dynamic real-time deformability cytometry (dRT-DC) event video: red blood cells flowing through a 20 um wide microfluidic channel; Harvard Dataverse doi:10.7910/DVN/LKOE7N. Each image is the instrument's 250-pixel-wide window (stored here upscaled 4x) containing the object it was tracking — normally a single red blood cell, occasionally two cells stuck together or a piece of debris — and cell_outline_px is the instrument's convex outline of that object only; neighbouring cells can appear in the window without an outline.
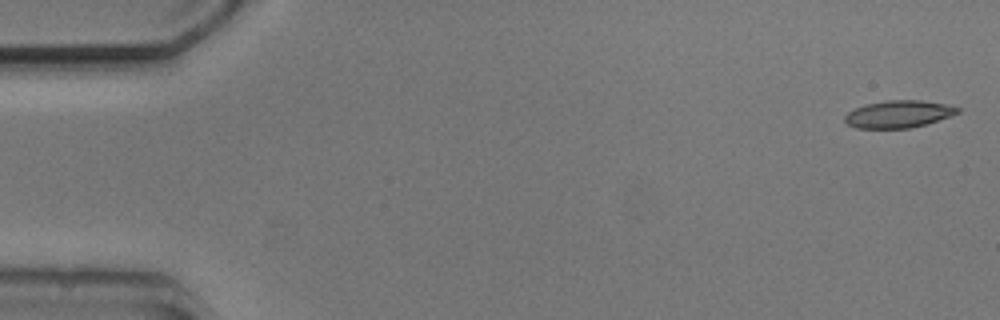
{"species": "common noctule bat (a hibernating species)", "species_latin": "Nyctalus noctula", "temperature_condition": "cold", "stored_images_in_passage": 5, "camera_frame_rate_fps": 3000, "um_per_image_px": 0.085, "animal": {"sex": "male", "body_mass_g": 20.5, "forearm_length_mm": 52.5}, "frame": {"image": 1, "passage_image": 1, "time_ms": 0.0, "image_size_px": [1000, 320], "cell_outline_px": [[960, 112], [912, 128], [856, 128], [848, 124], [844, 120], [844, 116], [848, 112], [856, 108], [868, 104], [888, 100], [920, 100], [944, 104], [960, 108]], "centroid_in_image_um": [76.35, 9.7], "position_along_channel_um": 8.7, "area_um2": 17.57}}
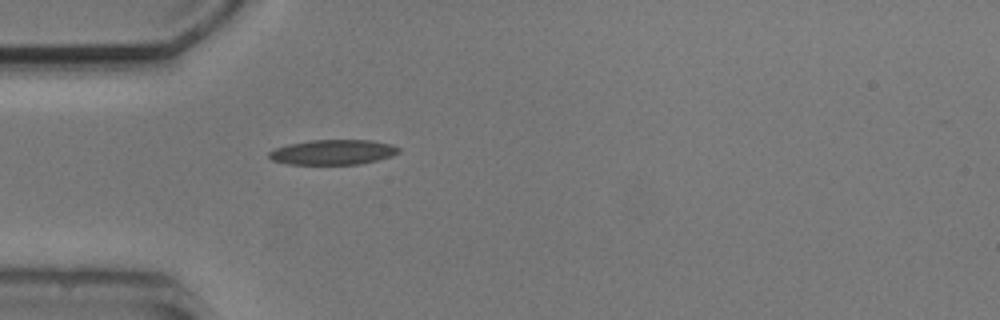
{"frame": {"image": 2, "passage_image": 5, "time_ms": 4.667, "image_size_px": [1000, 320], "cell_outline_px": [[400, 152], [392, 156], [360, 164], [288, 164], [272, 160], [268, 156], [268, 152], [276, 148], [288, 144], [312, 140], [372, 140], [392, 144], [400, 148]], "centroid_in_image_um": [28.32, 12.93], "position_along_channel_um": 56.7, "area_um2": 18.9}}